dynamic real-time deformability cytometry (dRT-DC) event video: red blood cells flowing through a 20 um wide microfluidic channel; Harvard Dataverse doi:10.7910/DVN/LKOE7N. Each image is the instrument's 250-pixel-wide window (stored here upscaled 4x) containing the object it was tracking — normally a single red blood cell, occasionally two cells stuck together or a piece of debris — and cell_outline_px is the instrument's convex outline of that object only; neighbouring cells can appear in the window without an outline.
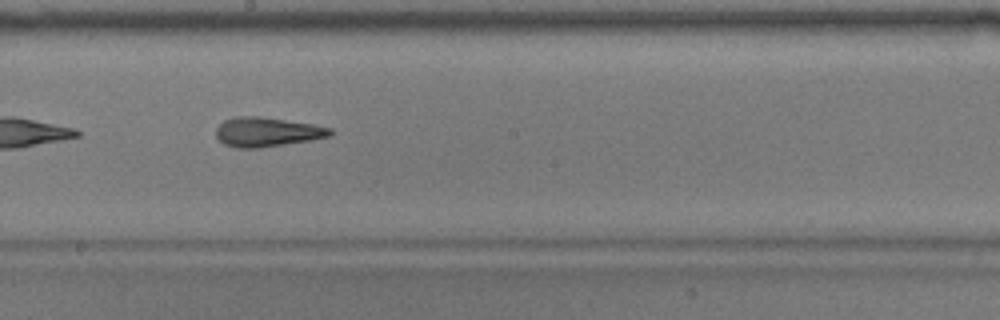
{"species": "common noctule bat (a hibernating species)", "species_latin": "Nyctalus noctula", "temperature_condition": "warm", "stored_images_in_passage": 25, "camera_frame_rate_fps": 3000, "um_per_image_px": 0.085, "animal": {"sex": "male", "body_mass_g": 17.9}, "frame": {"image": 1, "passage_image": 15, "time_ms": 4.667, "image_size_px": [1000, 320], "cell_outline_px": [[332, 136], [312, 140], [260, 148], [236, 148], [224, 144], [216, 136], [216, 128], [224, 120], [236, 116], [260, 116], [312, 124], [332, 128]], "centroid_in_image_um": [22.7, 11.22], "position_along_channel_um": 225.5, "area_um2": 19.65}}